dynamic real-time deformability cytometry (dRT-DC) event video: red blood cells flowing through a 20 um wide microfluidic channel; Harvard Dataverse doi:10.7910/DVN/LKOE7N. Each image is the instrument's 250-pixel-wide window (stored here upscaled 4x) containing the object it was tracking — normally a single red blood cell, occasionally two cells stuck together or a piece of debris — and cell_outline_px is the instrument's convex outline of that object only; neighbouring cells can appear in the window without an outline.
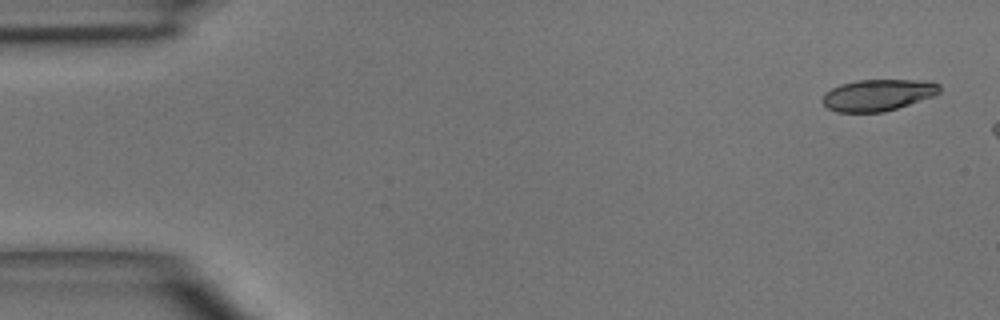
{"species": "common noctule bat (a hibernating species)", "species_latin": "Nyctalus noctula", "temperature_condition": "room temperature", "stored_images_in_passage": 3, "camera_frame_rate_fps": 3000, "um_per_image_px": 0.085, "animal": {"sex": "male", "body_mass_g": 15.6}, "frame": {"image": 1, "passage_image": 1, "time_ms": 0.0, "image_size_px": [1000, 320], "cell_outline_px": [[940, 92], [932, 96], [884, 112], [836, 112], [828, 108], [820, 100], [832, 88], [840, 84], [856, 80], [932, 80], [940, 84]], "centroid_in_image_um": [74.63, 8.06], "position_along_channel_um": 10.4, "area_um2": 21.44}}